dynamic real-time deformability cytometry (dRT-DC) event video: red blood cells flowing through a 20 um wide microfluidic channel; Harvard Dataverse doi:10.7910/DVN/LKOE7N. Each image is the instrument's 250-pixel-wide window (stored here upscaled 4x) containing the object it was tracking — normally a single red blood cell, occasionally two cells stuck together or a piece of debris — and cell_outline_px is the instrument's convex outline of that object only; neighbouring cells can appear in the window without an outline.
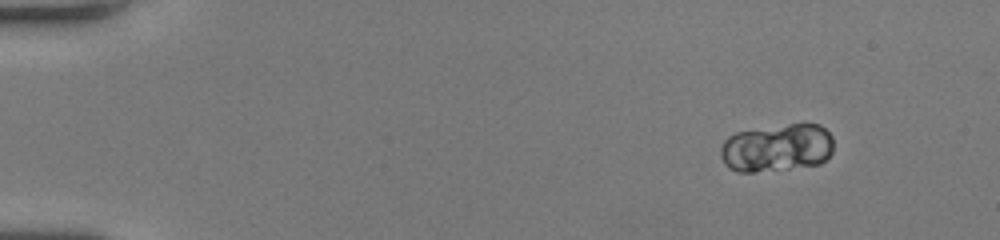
{"species": "human", "species_latin": "Homo sapiens", "temperature_condition": "room temperature", "stored_images_in_passage": 11, "camera_frame_rate_fps": 3000, "um_per_image_px": 0.085, "donor": {"sex": "female"}, "frame": {"image": 1, "passage_image": 1, "time_ms": 0.0, "image_size_px": [1000, 240], "cell_outline_px": [[832, 152], [820, 164], [788, 168], [752, 172], [736, 172], [728, 168], [724, 164], [720, 156], [720, 148], [724, 140], [728, 136], [736, 132], [788, 124], [820, 124], [832, 136]], "centroid_in_image_um": [66.0, 12.57], "position_along_channel_um": 19.0, "area_um2": 31.5}}